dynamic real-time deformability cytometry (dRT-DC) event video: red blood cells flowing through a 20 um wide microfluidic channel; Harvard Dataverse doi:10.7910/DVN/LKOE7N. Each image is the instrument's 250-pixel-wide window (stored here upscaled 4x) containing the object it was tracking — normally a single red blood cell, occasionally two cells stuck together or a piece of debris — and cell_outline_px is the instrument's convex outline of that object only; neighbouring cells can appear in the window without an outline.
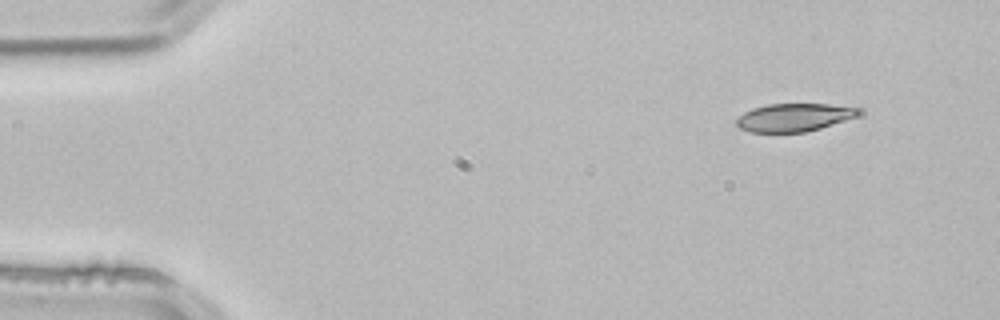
{"species": "common noctule bat (a hibernating species)", "species_latin": "Nyctalus noctula", "temperature_condition": "room temperature", "stored_images_in_passage": 4, "segment_of_instrument_passage": [1, 2], "camera_frame_rate_fps": 3000, "um_per_image_px": 0.085, "animal": {"sex": "male", "body_mass_g": 21.5, "forearm_length_mm": 52.0}, "frame": {"image": 1, "passage_image": 1, "time_ms": 0.0, "image_size_px": [1000, 320], "cell_outline_px": [[864, 112], [860, 116], [820, 128], [804, 132], [748, 132], [740, 128], [736, 124], [736, 120], [744, 112], [752, 108], [768, 104], [828, 104], [860, 108]], "centroid_in_image_um": [67.54, 9.97], "position_along_channel_um": 17.5, "area_um2": 20.06}}
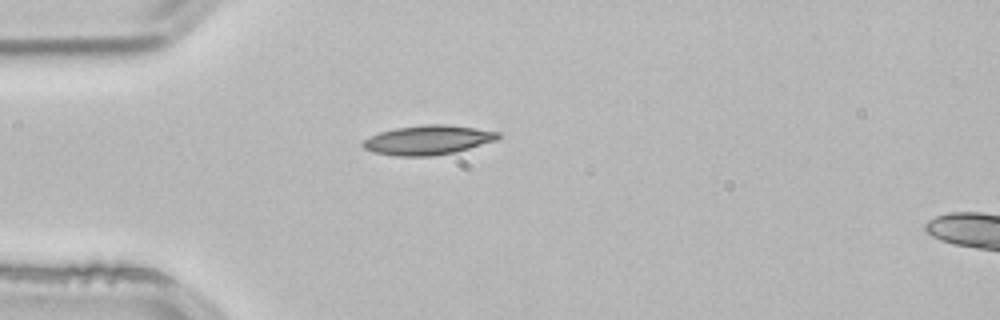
{"frame": {"image": 2, "passage_image": 3, "time_ms": 0.667, "image_size_px": [1000, 320], "cell_outline_px": [[500, 136], [496, 140], [456, 152], [432, 156], [396, 156], [372, 152], [364, 148], [360, 144], [364, 140], [380, 132], [396, 128], [424, 124], [444, 124], [476, 128], [500, 132]], "centroid_in_image_um": [36.37, 11.9], "position_along_channel_um": 48.6, "area_um2": 23.12}}